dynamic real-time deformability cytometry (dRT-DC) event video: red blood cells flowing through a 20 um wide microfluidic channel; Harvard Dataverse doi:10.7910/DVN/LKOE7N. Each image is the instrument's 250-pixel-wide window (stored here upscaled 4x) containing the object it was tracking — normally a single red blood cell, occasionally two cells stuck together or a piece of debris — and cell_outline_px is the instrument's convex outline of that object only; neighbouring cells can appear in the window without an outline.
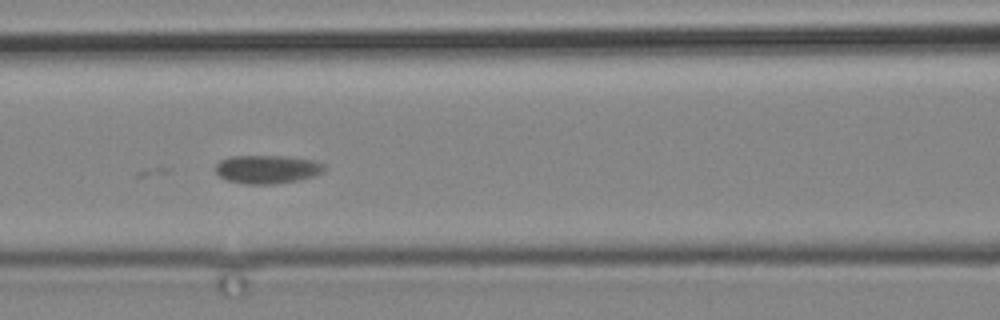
{"species": "common noctule bat (a hibernating species)", "species_latin": "Nyctalus noctula", "temperature_condition": "cold", "stored_images_in_passage": 12, "camera_frame_rate_fps": 3000, "um_per_image_px": 0.085, "animal": {"sex": "male", "body_mass_g": 19.2, "forearm_length_mm": 51.8}, "frame": {"image": 1, "passage_image": 3, "time_ms": 2.333, "image_size_px": [1000, 320], "cell_outline_px": [[324, 168], [320, 172], [312, 176], [296, 180], [276, 184], [244, 184], [228, 180], [220, 176], [216, 172], [216, 164], [220, 160], [228, 156], [288, 156], [316, 160], [324, 164]], "centroid_in_image_um": [22.69, 14.37], "position_along_channel_um": 143.9, "area_um2": 17.98}}
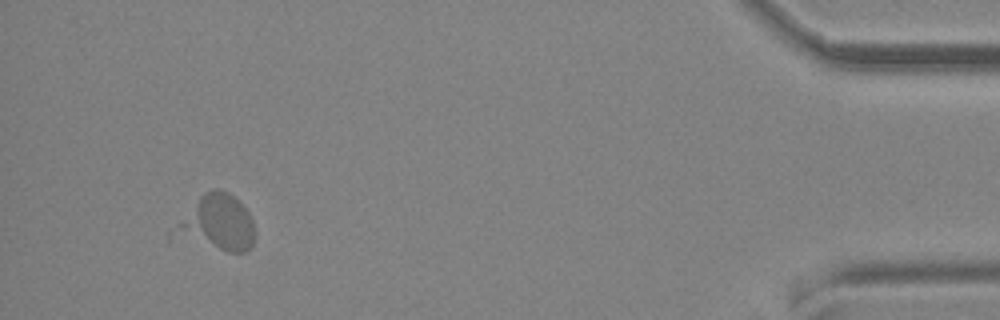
{"frame": {"image": 2, "passage_image": 11, "time_ms": 13.0, "image_size_px": [1000, 320], "cell_outline_px": [[256, 236], [252, 244], [244, 252], [228, 252], [176, 228], [176, 224], [200, 196], [204, 192], [212, 188], [220, 188], [228, 192], [240, 200], [248, 212], [252, 220], [256, 232]], "centroid_in_image_um": [18.67, 18.82], "position_along_channel_um": 416.5, "area_um2": 24.04}}